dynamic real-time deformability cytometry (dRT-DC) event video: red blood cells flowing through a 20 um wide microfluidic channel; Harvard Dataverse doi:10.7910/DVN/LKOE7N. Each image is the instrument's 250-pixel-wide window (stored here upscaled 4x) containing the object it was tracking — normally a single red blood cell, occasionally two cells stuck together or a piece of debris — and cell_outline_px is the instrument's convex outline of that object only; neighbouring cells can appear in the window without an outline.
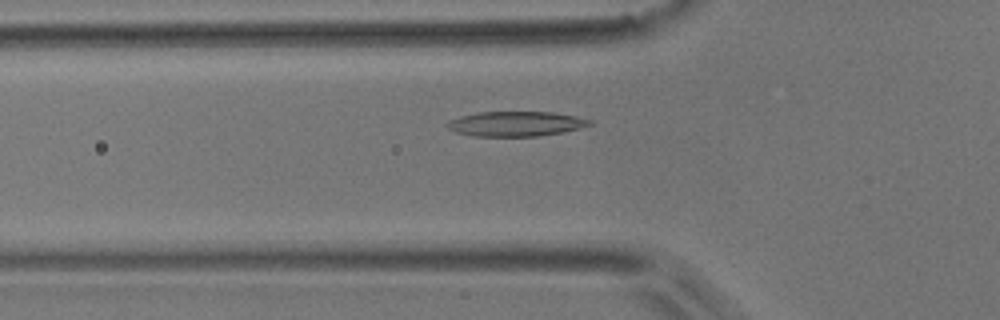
{"species": "common noctule bat (a hibernating species)", "species_latin": "Nyctalus noctula", "temperature_condition": "room temperature", "stored_images_in_passage": 48, "camera_frame_rate_fps": 3000, "um_per_image_px": 0.085, "animal": {"sex": "male", "body_mass_g": 17.9}, "frame": {"image": 1, "passage_image": 13, "time_ms": 4.0, "image_size_px": [1000, 320], "cell_outline_px": [[592, 124], [580, 128], [564, 132], [536, 136], [472, 136], [456, 132], [448, 128], [444, 124], [448, 120], [460, 116], [480, 112], [552, 112], [576, 116], [592, 120]], "centroid_in_image_um": [43.83, 10.52], "position_along_channel_um": 82.0, "area_um2": 20.69}}
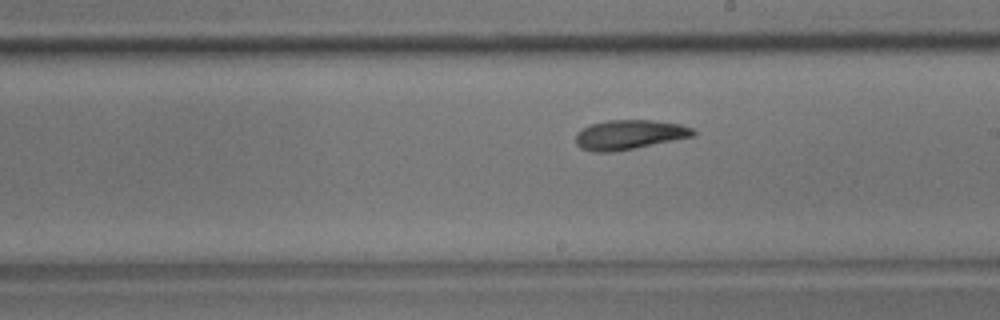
{"frame": {"image": 2, "passage_image": 25, "time_ms": 8.0, "image_size_px": [1000, 320], "cell_outline_px": [[696, 132], [692, 136], [612, 152], [592, 152], [580, 148], [576, 144], [576, 132], [580, 128], [592, 124], [608, 120], [652, 120], [680, 124], [692, 128]], "centroid_in_image_um": [53.41, 11.44], "position_along_channel_um": 235.6, "area_um2": 20.0}}
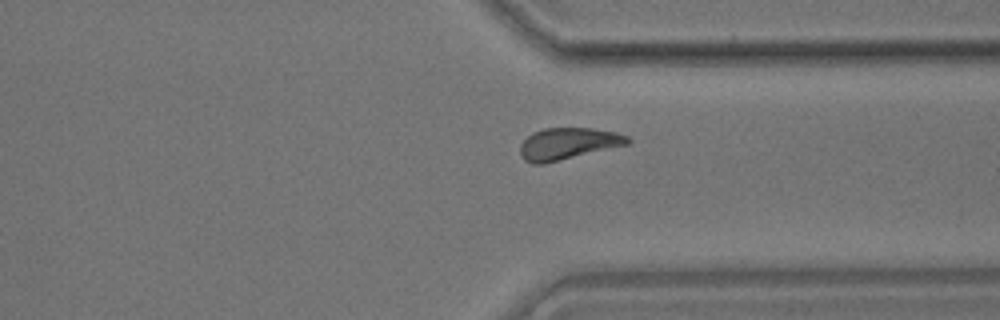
{"frame": {"image": 3, "passage_image": 35, "time_ms": 11.333, "image_size_px": [1000, 320], "cell_outline_px": [[632, 140], [628, 144], [544, 164], [532, 164], [524, 160], [520, 156], [520, 144], [532, 132], [544, 128], [592, 128], [616, 132], [628, 136]], "centroid_in_image_um": [48.26, 12.21], "position_along_channel_um": 363.1, "area_um2": 19.94}, "authors_computed_cell_mechanics": {"area_um2": 19.9699, "velocity_mm_per_s": 3.8286, "shape_relaxation_time_tau1_ms": 3.7774, "shape_relaxation_time_tau2_ms": 4.2176, "deformation_change_tau1": 0.1284, "deformation_change_tau2": 0.106}}